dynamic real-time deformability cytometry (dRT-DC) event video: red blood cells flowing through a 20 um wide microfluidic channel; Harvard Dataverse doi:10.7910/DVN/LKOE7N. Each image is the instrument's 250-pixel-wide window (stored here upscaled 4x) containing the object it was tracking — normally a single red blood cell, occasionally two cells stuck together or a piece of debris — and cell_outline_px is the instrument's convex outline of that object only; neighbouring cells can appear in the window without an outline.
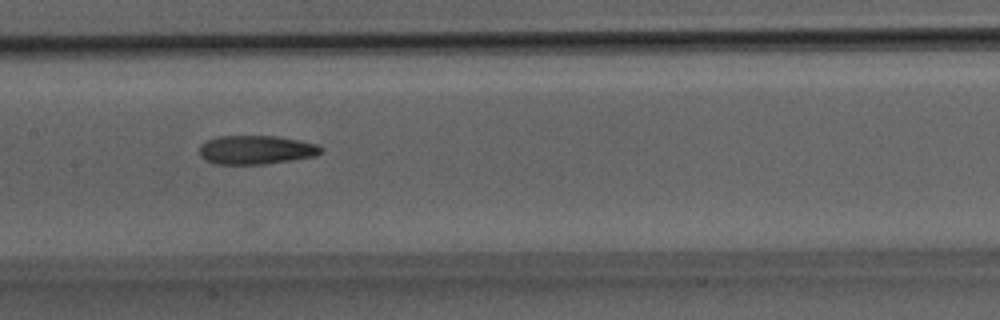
{"species": "Egyptian fruit bat (a non-hibernating species)", "species_latin": "Rousettus aegyptiacus", "temperature_condition": "room temperature", "stored_images_in_passage": 12, "camera_frame_rate_fps": 3000, "um_per_image_px": 0.085, "animal": {"sex": "male"}, "frame": {"image": 1, "passage_image": 7, "time_ms": 2.0, "image_size_px": [1000, 320], "cell_outline_px": [[324, 152], [316, 156], [292, 160], [264, 164], [216, 164], [204, 160], [200, 156], [200, 144], [208, 140], [220, 136], [276, 136], [320, 144], [324, 148]], "centroid_in_image_um": [21.81, 12.74], "position_along_channel_um": 185.6, "area_um2": 20.63}}